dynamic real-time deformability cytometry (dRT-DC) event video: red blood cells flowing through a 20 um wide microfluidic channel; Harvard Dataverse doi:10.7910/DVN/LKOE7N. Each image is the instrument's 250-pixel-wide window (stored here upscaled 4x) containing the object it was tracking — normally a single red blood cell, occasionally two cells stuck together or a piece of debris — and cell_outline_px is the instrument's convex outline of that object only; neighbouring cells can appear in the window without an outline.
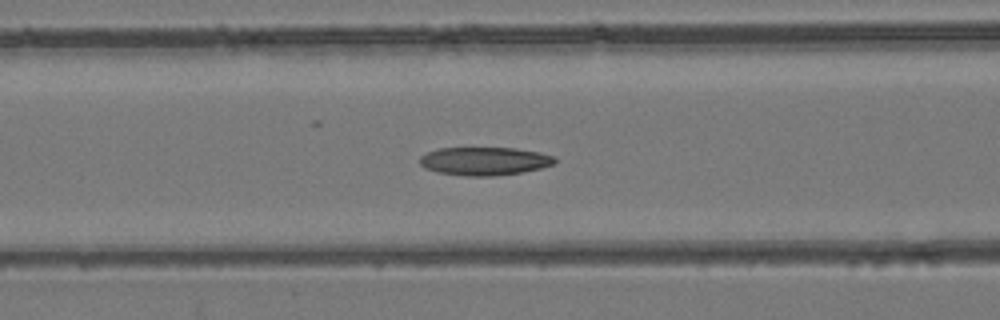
{"species": "common noctule bat (a hibernating species)", "species_latin": "Nyctalus noctula", "temperature_condition": "room temperature", "stored_images_in_passage": 47, "camera_frame_rate_fps": 3000, "um_per_image_px": 0.085, "animal": {"sex": "female", "body_mass_g": 24.6, "forearm_length_mm": 56.2}, "frame": {"image": 1, "passage_image": 19, "time_ms": 6.0, "image_size_px": [1000, 320], "cell_outline_px": [[556, 164], [540, 168], [520, 172], [492, 176], [464, 176], [436, 172], [424, 168], [420, 164], [420, 156], [428, 152], [440, 148], [516, 148], [540, 152], [556, 156]], "centroid_in_image_um": [41.19, 13.69], "position_along_channel_um": 125.4, "area_um2": 22.31}}
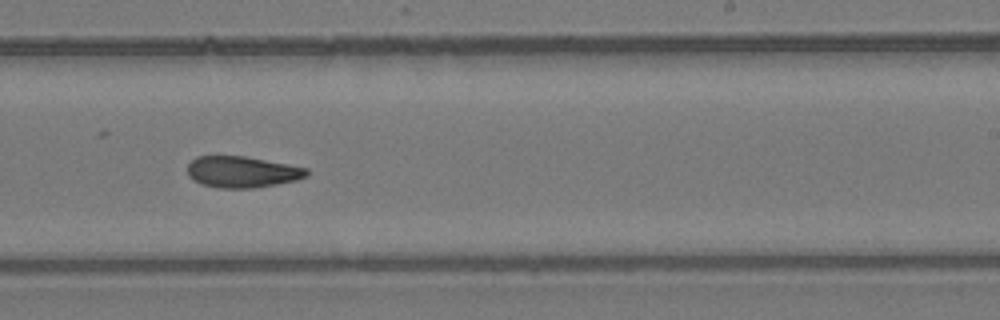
{"frame": {"image": 2, "passage_image": 29, "time_ms": 9.333, "image_size_px": [1000, 320], "cell_outline_px": [[308, 176], [296, 180], [276, 184], [252, 188], [216, 188], [200, 184], [192, 180], [188, 176], [188, 164], [196, 156], [244, 156], [288, 164], [308, 168]], "centroid_in_image_um": [20.55, 14.62], "position_along_channel_um": 268.4, "area_um2": 21.85}}
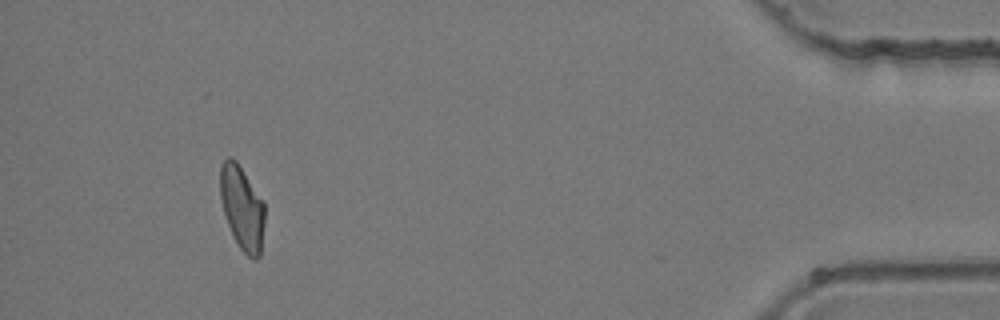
{"frame": {"image": 3, "passage_image": 44, "time_ms": 14.333, "image_size_px": [1000, 320], "cell_outline_px": [[264, 224], [260, 256], [256, 260], [252, 260], [240, 248], [228, 224], [224, 212], [220, 196], [220, 164], [228, 156], [236, 160], [264, 200]], "centroid_in_image_um": [20.59, 17.64], "position_along_channel_um": 414.6, "area_um2": 21.79}}